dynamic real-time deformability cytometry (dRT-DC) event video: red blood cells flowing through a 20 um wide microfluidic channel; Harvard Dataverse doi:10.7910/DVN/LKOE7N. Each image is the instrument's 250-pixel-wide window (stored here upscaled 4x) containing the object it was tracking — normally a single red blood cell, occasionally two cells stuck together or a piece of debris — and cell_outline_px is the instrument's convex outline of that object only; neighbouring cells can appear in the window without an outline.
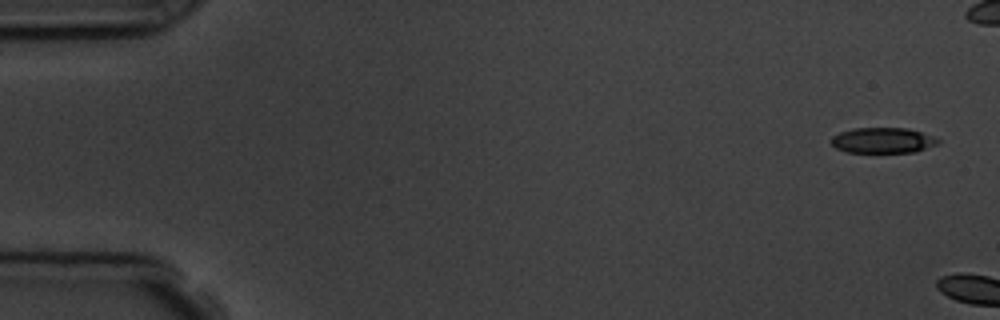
{"species": "common noctule bat (a hibernating species)", "species_latin": "Nyctalus noctula", "temperature_condition": "room temperature", "stored_images_in_passage": 2, "camera_frame_rate_fps": 3000, "um_per_image_px": 0.085, "animal": {"sex": "male", "body_mass_g": 19.5, "forearm_length_mm": 54.6}, "frame": {"image": 1, "passage_image": 1, "time_ms": 0.0, "image_size_px": [1000, 320], "cell_outline_px": [[940, 140], [936, 144], [916, 152], [848, 152], [836, 148], [832, 144], [832, 136], [840, 132], [856, 128], [908, 128], [936, 136]], "centroid_in_image_um": [75.07, 11.92], "position_along_channel_um": 9.9, "area_um2": 15.84}}